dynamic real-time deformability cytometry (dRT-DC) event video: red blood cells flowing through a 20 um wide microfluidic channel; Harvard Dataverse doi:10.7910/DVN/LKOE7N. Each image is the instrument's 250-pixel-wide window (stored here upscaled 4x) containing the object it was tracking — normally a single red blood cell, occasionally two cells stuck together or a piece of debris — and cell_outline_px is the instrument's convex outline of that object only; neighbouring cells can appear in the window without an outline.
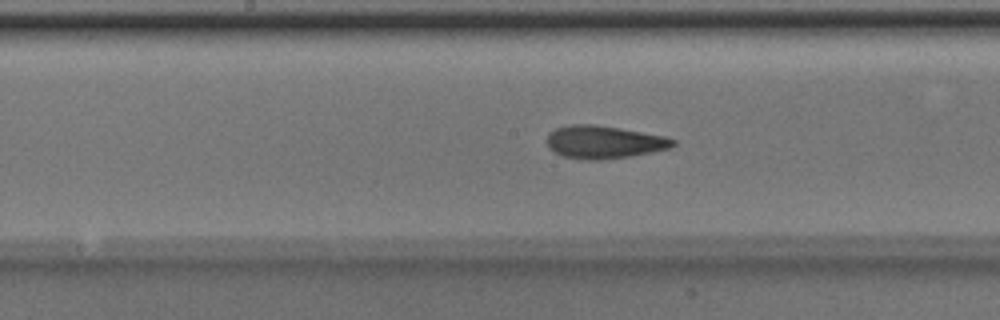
{"species": "Egyptian fruit bat (a non-hibernating species)", "species_latin": "Rousettus aegyptiacus", "temperature_condition": "room temperature", "stored_images_in_passage": 37, "camera_frame_rate_fps": 3000, "um_per_image_px": 0.085, "animal": {"sex": "male"}, "frame": {"image": 1, "passage_image": 12, "time_ms": 3.667, "image_size_px": [1000, 320], "cell_outline_px": [[676, 144], [668, 148], [652, 152], [632, 156], [600, 160], [584, 160], [564, 156], [552, 152], [548, 148], [548, 132], [556, 128], [572, 124], [596, 124], [620, 128], [664, 136], [676, 140]], "centroid_in_image_um": [51.31, 12.08], "position_along_channel_um": 196.9, "area_um2": 24.22}}
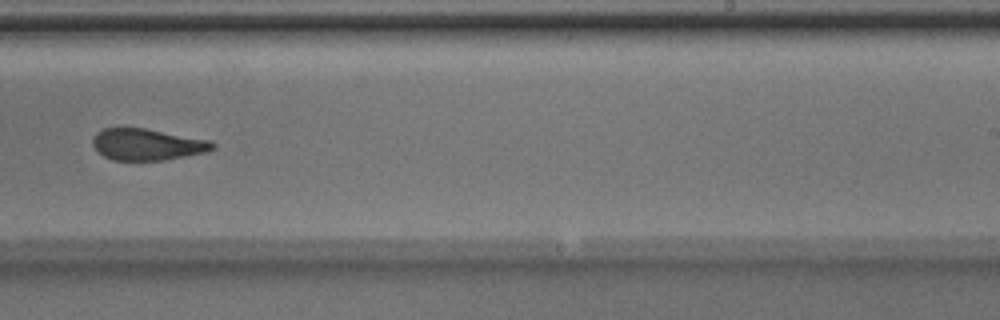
{"frame": {"image": 2, "passage_image": 18, "time_ms": 5.667, "image_size_px": [1000, 320], "cell_outline_px": [[216, 148], [204, 152], [164, 160], [112, 160], [104, 156], [92, 144], [92, 136], [96, 132], [104, 128], [144, 128], [208, 140], [216, 144]], "centroid_in_image_um": [12.48, 12.27], "position_along_channel_um": 276.5, "area_um2": 21.79}}
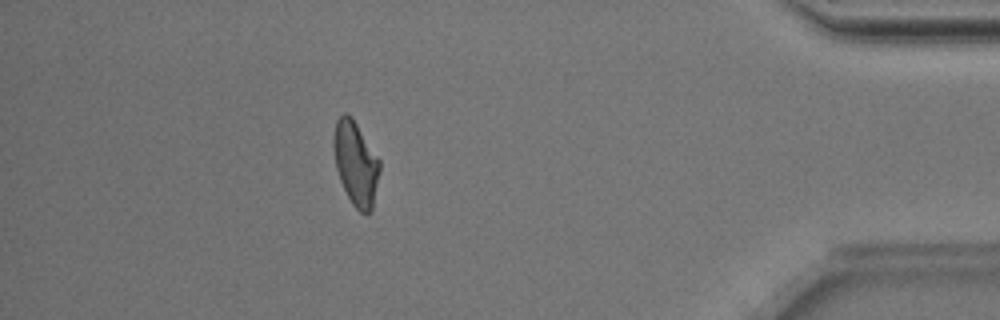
{"frame": {"image": 3, "passage_image": 31, "time_ms": 10.0, "image_size_px": [1000, 320], "cell_outline_px": [[380, 168], [372, 208], [368, 212], [360, 212], [352, 204], [340, 180], [336, 168], [332, 144], [332, 140], [336, 120], [344, 112], [352, 116], [380, 160]], "centroid_in_image_um": [30.22, 13.83], "position_along_channel_um": 405.0, "area_um2": 22.43}, "authors_computed_cell_mechanics": {"area_um2": 23.0622, "velocity_mm_per_s": 4.0092, "shape_relaxation_time_tau1_ms": 4.1668, "shape_relaxation_time_tau2_ms": 2.365, "deformation_change_tau1": 0.1516, "deformation_change_tau2": 0.1012}}